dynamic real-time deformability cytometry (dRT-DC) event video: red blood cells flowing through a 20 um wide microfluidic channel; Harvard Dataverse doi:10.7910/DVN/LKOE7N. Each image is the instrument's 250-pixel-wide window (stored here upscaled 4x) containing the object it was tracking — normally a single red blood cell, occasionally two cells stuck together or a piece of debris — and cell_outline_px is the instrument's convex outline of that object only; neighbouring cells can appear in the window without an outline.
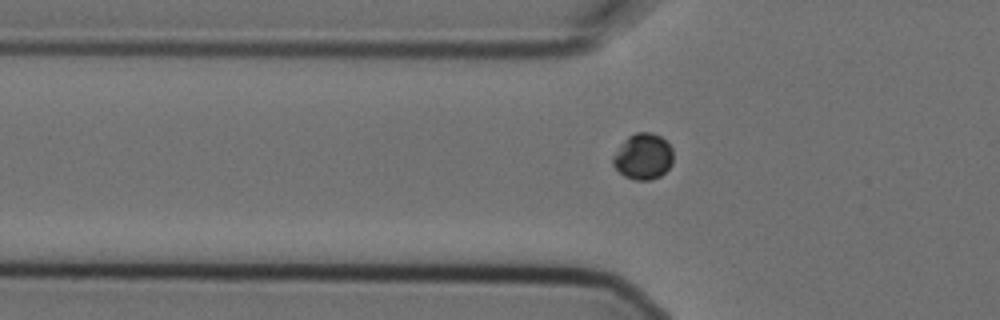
{"species": "Egyptian fruit bat (a non-hibernating species)", "species_latin": "Rousettus aegyptiacus", "temperature_condition": "cold", "stored_images_in_passage": 5, "camera_frame_rate_fps": 3000, "um_per_image_px": 0.085, "animal": {"sex": "female"}, "frame": {"image": 1, "passage_image": 3, "time_ms": 0.667, "image_size_px": [1000, 320], "cell_outline_px": [[672, 164], [660, 176], [652, 180], [636, 180], [624, 176], [612, 164], [612, 156], [620, 144], [628, 136], [636, 132], [652, 132], [660, 136], [672, 148]], "centroid_in_image_um": [54.65, 13.3], "position_along_channel_um": 71.2, "area_um2": 16.18}}
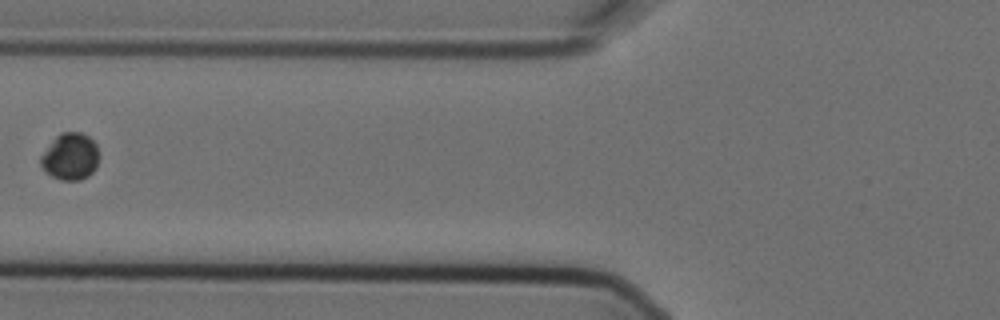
{"frame": {"image": 2, "passage_image": 4, "time_ms": 1.0, "image_size_px": [1000, 320], "cell_outline_px": [[100, 156], [96, 168], [88, 176], [80, 180], [60, 180], [44, 172], [40, 164], [40, 156], [56, 136], [60, 132], [80, 132], [88, 136], [96, 144]], "centroid_in_image_um": [5.98, 13.32], "position_along_channel_um": 119.8, "area_um2": 16.13}}
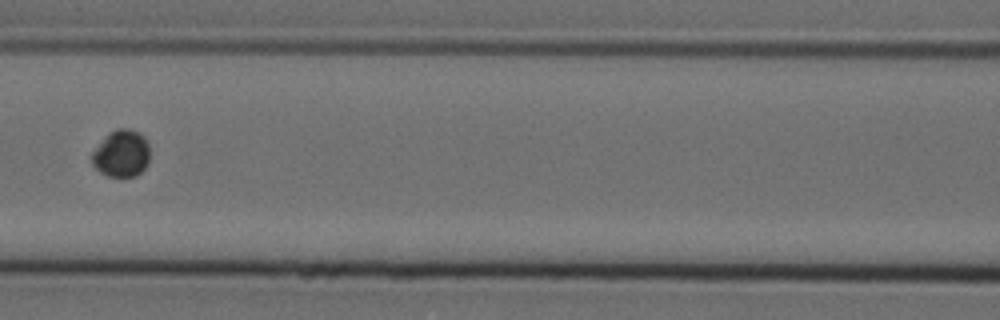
{"frame": {"image": 3, "passage_image": 5, "time_ms": 1.333, "image_size_px": [1000, 320], "cell_outline_px": [[148, 164], [136, 176], [108, 176], [100, 172], [92, 164], [92, 152], [104, 136], [108, 132], [116, 128], [128, 128], [140, 132], [144, 136], [148, 144]], "centroid_in_image_um": [10.31, 13.02], "position_along_channel_um": 156.3, "area_um2": 15.95}}